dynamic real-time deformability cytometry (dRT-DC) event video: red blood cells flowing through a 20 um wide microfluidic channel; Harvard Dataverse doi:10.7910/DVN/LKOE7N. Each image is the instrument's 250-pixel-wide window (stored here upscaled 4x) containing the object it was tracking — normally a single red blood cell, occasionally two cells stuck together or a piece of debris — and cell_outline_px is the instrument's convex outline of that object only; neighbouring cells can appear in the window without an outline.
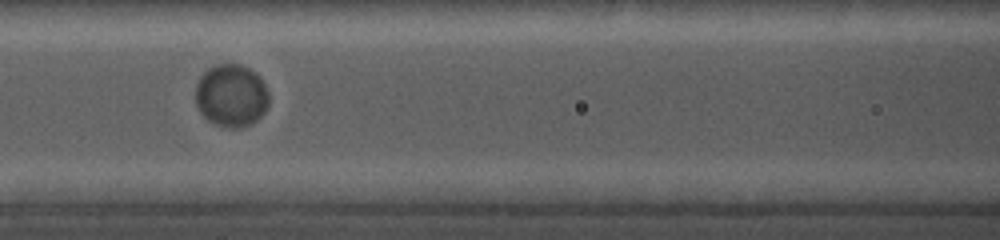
{"species": "common noctule bat (a hibernating species)", "species_latin": "Nyctalus noctula", "temperature_condition": "cold", "stored_images_in_passage": 34, "camera_frame_rate_fps": 5000, "um_per_image_px": 0.085, "animal": {"sex": "female", "body_mass_g": 19.0, "forearm_length_mm": 56.7}, "frame": {"image": 1, "passage_image": 15, "time_ms": 8.0, "image_size_px": [1000, 240], "cell_outline_px": [[268, 108], [256, 120], [240, 128], [232, 128], [216, 124], [208, 120], [200, 112], [196, 104], [196, 84], [200, 76], [208, 68], [216, 64], [240, 64], [256, 72], [260, 76], [268, 92]], "centroid_in_image_um": [19.66, 8.1], "position_along_channel_um": 146.9, "area_um2": 26.82}}
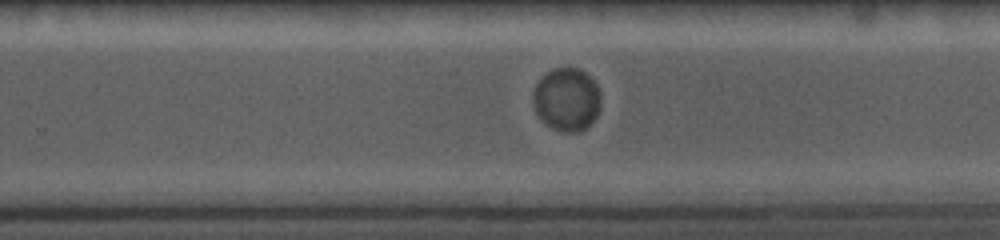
{"frame": {"image": 2, "passage_image": 23, "time_ms": 11.6, "image_size_px": [1000, 240], "cell_outline_px": [[600, 108], [596, 116], [580, 132], [564, 132], [552, 128], [536, 112], [532, 100], [532, 92], [536, 84], [548, 72], [556, 68], [580, 68], [596, 84], [600, 92]], "centroid_in_image_um": [48.17, 8.45], "position_along_channel_um": 281.6, "area_um2": 24.57}}
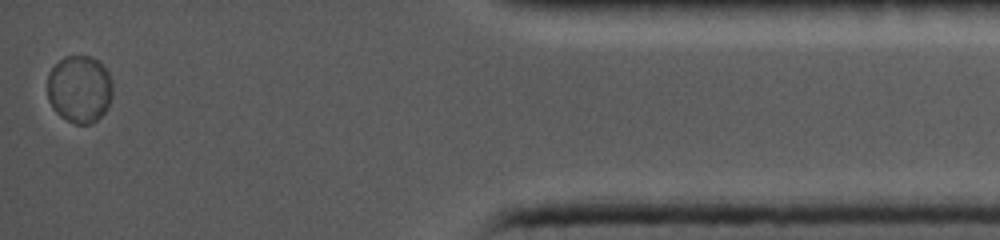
{"frame": {"image": 3, "passage_image": 34, "time_ms": 16.6, "image_size_px": [1000, 240], "cell_outline_px": [[112, 96], [108, 108], [92, 124], [76, 124], [60, 116], [52, 108], [48, 100], [48, 72], [64, 56], [92, 56], [108, 72], [112, 84]], "centroid_in_image_um": [6.75, 7.58], "position_along_channel_um": 428.4, "area_um2": 25.66}}